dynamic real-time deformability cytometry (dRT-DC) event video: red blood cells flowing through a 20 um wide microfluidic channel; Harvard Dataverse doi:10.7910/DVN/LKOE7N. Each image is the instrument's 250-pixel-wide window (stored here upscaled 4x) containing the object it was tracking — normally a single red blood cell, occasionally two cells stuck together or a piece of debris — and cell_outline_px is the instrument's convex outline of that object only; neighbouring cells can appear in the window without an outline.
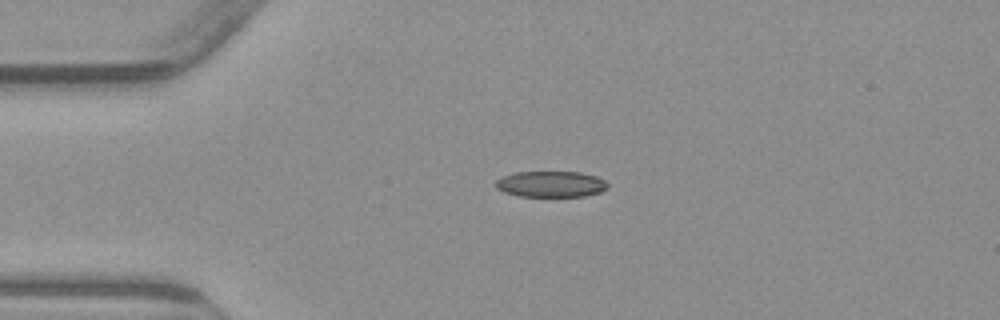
{"species": "common noctule bat (a hibernating species)", "species_latin": "Nyctalus noctula", "temperature_condition": "warm", "stored_images_in_passage": 42, "camera_frame_rate_fps": 3000, "um_per_image_px": 0.085, "animal": {"sex": "male", "body_mass_g": 23.1, "forearm_length_mm": 52.7}, "frame": {"image": 1, "passage_image": 1, "time_ms": 0.0, "image_size_px": [1000, 320], "cell_outline_px": [[608, 188], [600, 192], [584, 196], [520, 196], [504, 192], [496, 188], [496, 180], [500, 176], [516, 172], [580, 172], [596, 176], [604, 180], [608, 184]], "centroid_in_image_um": [46.81, 15.64], "position_along_channel_um": 38.2, "area_um2": 16.99}}
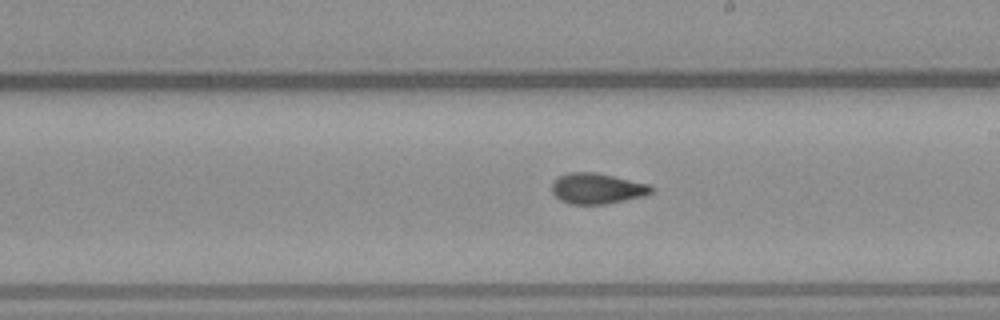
{"frame": {"image": 2, "passage_image": 19, "time_ms": 6.0, "image_size_px": [1000, 320], "cell_outline_px": [[656, 188], [652, 192], [644, 196], [604, 204], [568, 204], [560, 200], [552, 192], [552, 184], [560, 176], [568, 172], [596, 172], [648, 184]], "centroid_in_image_um": [50.76, 16.02], "position_along_channel_um": 238.2, "area_um2": 17.69}}
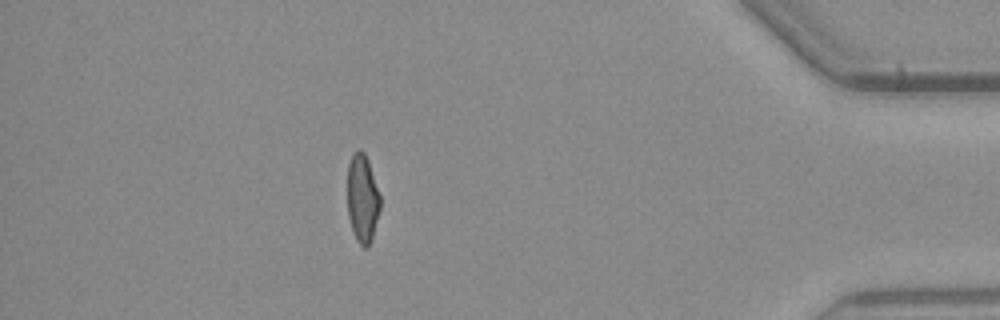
{"frame": {"image": 3, "passage_image": 36, "time_ms": 11.667, "image_size_px": [1000, 320], "cell_outline_px": [[380, 208], [372, 240], [368, 248], [364, 248], [356, 240], [348, 216], [348, 164], [352, 152], [356, 148], [360, 148], [364, 152], [368, 160], [380, 196]], "centroid_in_image_um": [30.8, 16.85], "position_along_channel_um": 404.4, "area_um2": 16.99}, "authors_computed_cell_mechanics": {"area_um2": 17.6579, "velocity_mm_per_s": 3.8334, "shape_relaxation_time_tau1_ms": 8.1491, "shape_relaxation_time_tau2_ms": 1.2958, "deformation_change_tau1": 0.217, "deformation_change_tau2": 0.0835}}